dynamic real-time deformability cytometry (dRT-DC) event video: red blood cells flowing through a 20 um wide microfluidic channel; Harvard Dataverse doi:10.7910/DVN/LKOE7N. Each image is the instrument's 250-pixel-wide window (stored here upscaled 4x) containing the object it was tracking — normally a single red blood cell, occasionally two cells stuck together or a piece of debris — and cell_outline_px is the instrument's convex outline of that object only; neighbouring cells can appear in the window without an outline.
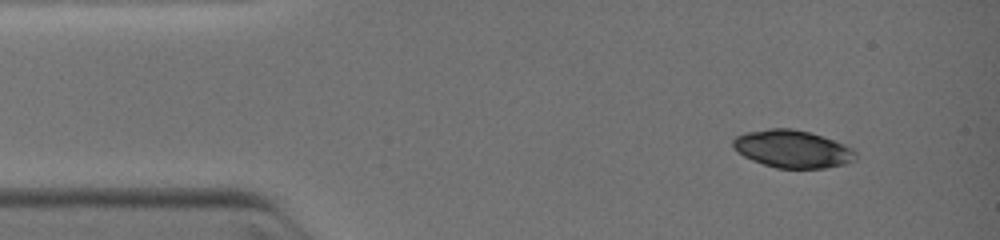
{"species": "common noctule bat (a hibernating species)", "species_latin": "Nyctalus noctula", "temperature_condition": "warm", "stored_images_in_passage": 3, "camera_frame_rate_fps": 3000, "um_per_image_px": 0.085, "animal": {"sex": "female", "body_mass_g": 19.0, "forearm_length_mm": 51.5}, "frame": {"image": 1, "passage_image": 1, "time_ms": 0.0, "image_size_px": [1000, 240], "cell_outline_px": [[856, 160], [844, 164], [824, 168], [776, 168], [752, 160], [736, 152], [732, 148], [732, 140], [736, 136], [744, 132], [768, 128], [792, 128], [808, 132], [844, 144], [852, 148], [856, 152]], "centroid_in_image_um": [67.32, 12.66], "position_along_channel_um": 17.7, "area_um2": 26.93}}
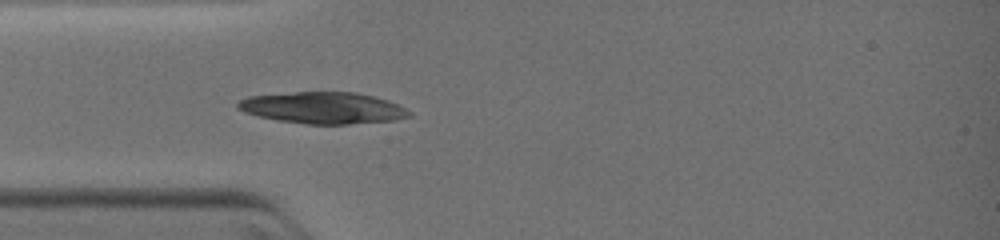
{"frame": {"image": 2, "passage_image": 3, "time_ms": 2.333, "image_size_px": [1000, 240], "cell_outline_px": [[412, 116], [396, 120], [348, 124], [304, 124], [276, 120], [244, 112], [236, 108], [236, 104], [240, 100], [248, 96], [296, 92], [356, 92], [376, 96], [388, 100], [412, 112]], "centroid_in_image_um": [27.47, 9.17], "position_along_channel_um": 57.5, "area_um2": 31.67}}